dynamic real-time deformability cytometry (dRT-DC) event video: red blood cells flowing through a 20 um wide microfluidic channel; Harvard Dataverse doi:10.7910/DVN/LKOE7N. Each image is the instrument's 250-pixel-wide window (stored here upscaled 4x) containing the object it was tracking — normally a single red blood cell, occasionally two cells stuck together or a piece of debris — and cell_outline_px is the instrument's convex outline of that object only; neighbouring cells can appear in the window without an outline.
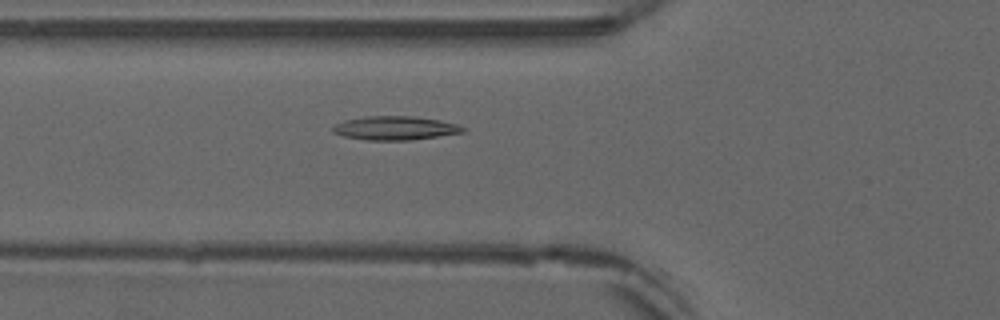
{"species": "common noctule bat (a hibernating species)", "species_latin": "Nyctalus noctula", "temperature_condition": "warm", "stored_images_in_passage": 16, "camera_frame_rate_fps": 3000, "um_per_image_px": 0.085, "animal": {"sex": "male", "forearm_length_mm": 52.5}, "frame": {"image": 1, "passage_image": 3, "time_ms": 0.667, "image_size_px": [1000, 320], "cell_outline_px": [[468, 128], [464, 132], [408, 140], [368, 140], [344, 136], [332, 132], [332, 128], [336, 124], [344, 120], [364, 116], [412, 116], [440, 120], [456, 124]], "centroid_in_image_um": [33.58, 10.88], "position_along_channel_um": 92.2, "area_um2": 17.92}}
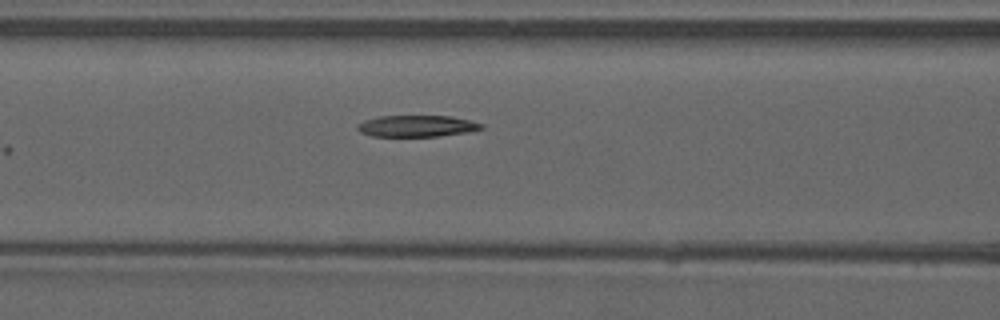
{"frame": {"image": 2, "passage_image": 6, "time_ms": 1.667, "image_size_px": [1000, 320], "cell_outline_px": [[484, 128], [468, 132], [436, 136], [372, 136], [360, 132], [356, 128], [356, 124], [364, 120], [380, 116], [452, 116], [484, 124]], "centroid_in_image_um": [35.41, 10.71], "position_along_channel_um": 131.2, "area_um2": 15.49}}